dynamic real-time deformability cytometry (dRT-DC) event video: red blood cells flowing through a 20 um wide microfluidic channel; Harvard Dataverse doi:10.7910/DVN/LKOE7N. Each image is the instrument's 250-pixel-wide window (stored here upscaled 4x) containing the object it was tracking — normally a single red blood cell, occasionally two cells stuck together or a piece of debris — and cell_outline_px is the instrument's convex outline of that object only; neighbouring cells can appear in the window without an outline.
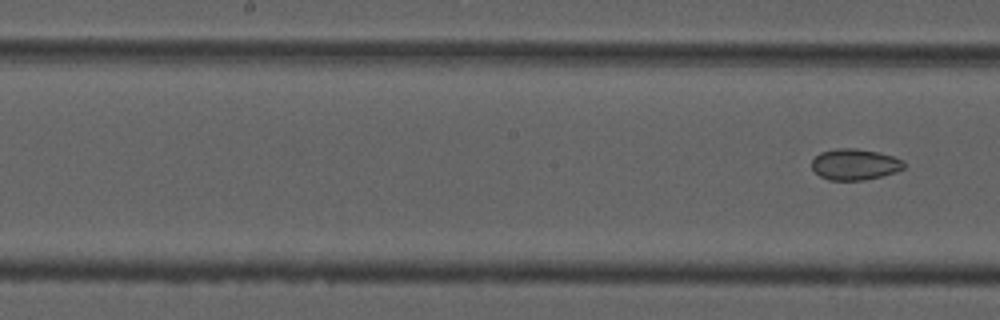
{"species": "common noctule bat (a hibernating species)", "species_latin": "Nyctalus noctula", "temperature_condition": "cold", "stored_images_in_passage": 7, "segment_of_instrument_passage": [2, 2], "camera_frame_rate_fps": 3000, "um_per_image_px": 0.085, "animal": {"sex": "male", "forearm_length_mm": 52.5}, "frame": {"image": 1, "passage_image": 7, "time_ms": 2.0, "image_size_px": [1000, 320], "cell_outline_px": [[904, 168], [896, 172], [864, 180], [828, 180], [820, 176], [812, 168], [812, 160], [820, 152], [836, 148], [856, 148], [880, 152], [904, 160]], "centroid_in_image_um": [72.66, 13.96], "position_along_channel_um": 175.5, "area_um2": 16.76}}